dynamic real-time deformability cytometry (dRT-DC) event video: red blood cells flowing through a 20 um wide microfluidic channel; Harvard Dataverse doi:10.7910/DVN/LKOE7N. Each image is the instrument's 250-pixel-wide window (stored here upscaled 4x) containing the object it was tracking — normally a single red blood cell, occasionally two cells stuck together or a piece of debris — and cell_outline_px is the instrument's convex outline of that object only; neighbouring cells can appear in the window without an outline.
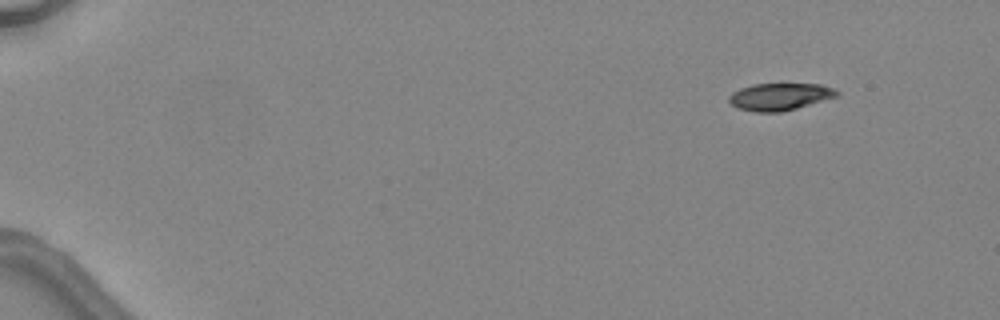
{"species": "common noctule bat (a hibernating species)", "species_latin": "Nyctalus noctula", "temperature_condition": "warm", "stored_images_in_passage": 4, "camera_frame_rate_fps": 3000, "um_per_image_px": 0.085, "animal": {"sex": "female", "body_mass_g": 24.6, "forearm_length_mm": 56.2}, "frame": {"image": 1, "passage_image": 1, "time_ms": 0.0, "image_size_px": [1000, 320], "cell_outline_px": [[840, 96], [796, 108], [780, 112], [756, 112], [740, 108], [732, 104], [728, 100], [728, 96], [732, 92], [740, 88], [752, 84], [820, 84], [832, 88], [840, 92]], "centroid_in_image_um": [66.3, 8.21], "position_along_channel_um": 18.7, "area_um2": 17.05}}
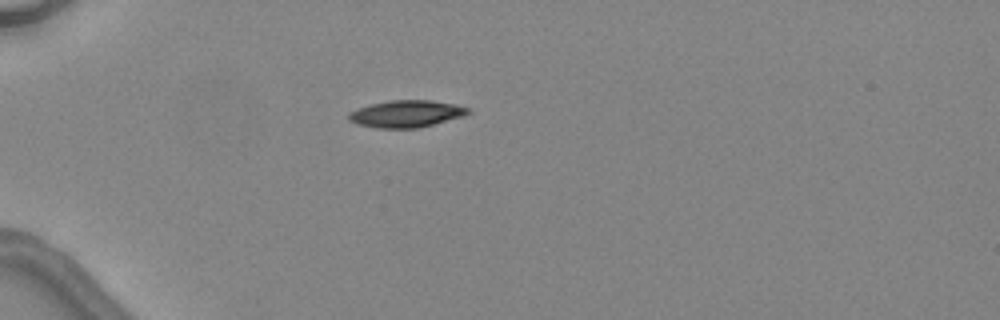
{"frame": {"image": 2, "passage_image": 4, "time_ms": 3.333, "image_size_px": [1000, 320], "cell_outline_px": [[472, 112], [464, 116], [416, 128], [376, 128], [356, 124], [348, 120], [348, 112], [356, 108], [388, 100], [432, 100], [456, 104], [468, 108]], "centroid_in_image_um": [34.51, 9.66], "position_along_channel_um": 50.5, "area_um2": 18.9}}